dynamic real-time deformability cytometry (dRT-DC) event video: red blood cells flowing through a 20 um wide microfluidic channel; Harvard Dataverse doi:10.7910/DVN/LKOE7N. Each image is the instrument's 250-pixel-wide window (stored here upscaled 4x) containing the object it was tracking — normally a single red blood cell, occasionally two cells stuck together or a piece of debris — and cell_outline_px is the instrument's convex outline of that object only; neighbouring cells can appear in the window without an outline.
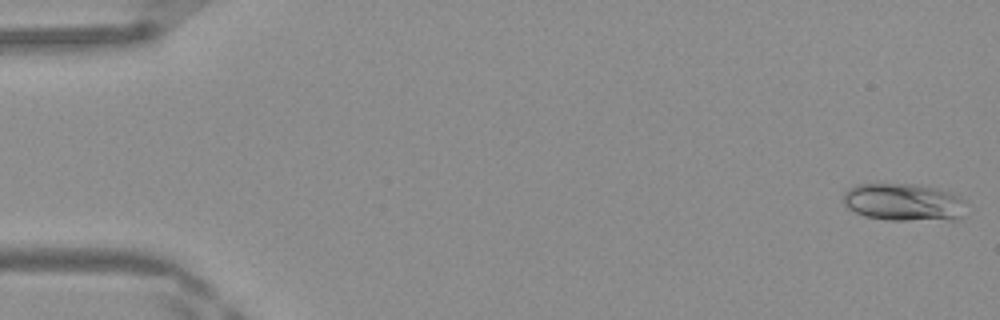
{"species": "Egyptian fruit bat (a non-hibernating species)", "species_latin": "Rousettus aegyptiacus", "temperature_condition": "warm", "stored_images_in_passage": 48, "camera_frame_rate_fps": 3000, "um_per_image_px": 0.085, "frame": {"image": 1, "passage_image": 1, "time_ms": 0.0, "image_size_px": [1000, 320], "cell_outline_px": [[964, 200], [960, 216], [956, 220], [888, 220], [864, 216], [848, 208], [844, 204], [844, 192], [848, 188], [856, 184], [920, 184], [948, 192]], "centroid_in_image_um": [76.75, 17.19], "position_along_channel_um": 8.3, "area_um2": 26.65}}
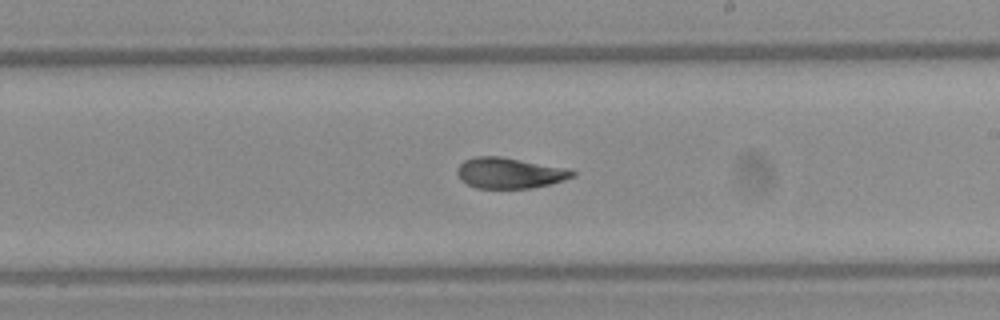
{"frame": {"image": 2, "passage_image": 28, "time_ms": 9.0, "image_size_px": [1000, 320], "cell_outline_px": [[576, 176], [564, 180], [548, 184], [528, 188], [476, 188], [460, 180], [456, 172], [456, 168], [464, 160], [476, 156], [500, 156], [568, 168], [576, 172]], "centroid_in_image_um": [43.3, 14.7], "position_along_channel_um": 245.7, "area_um2": 20.69}}
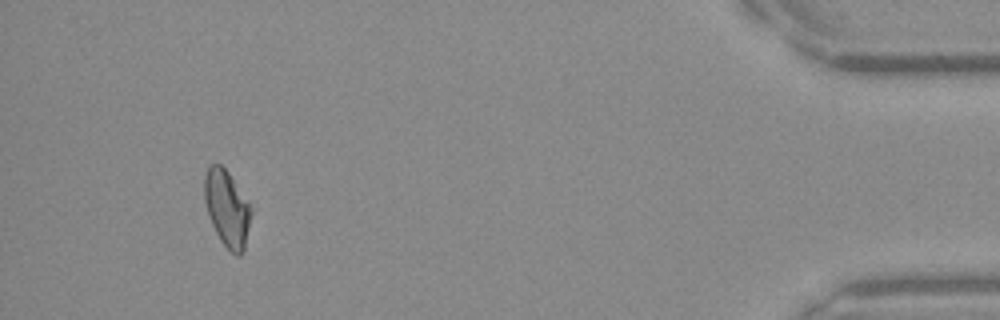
{"frame": {"image": 3, "passage_image": 45, "time_ms": 14.667, "image_size_px": [1000, 320], "cell_outline_px": [[252, 212], [244, 252], [240, 256], [236, 256], [220, 240], [208, 216], [204, 200], [204, 176], [208, 168], [212, 164], [220, 164], [228, 172], [252, 208]], "centroid_in_image_um": [19.3, 17.74], "position_along_channel_um": 415.9, "area_um2": 20.69}, "authors_computed_cell_mechanics": {"area_um2": 21.097, "velocity_mm_per_s": 4.1951, "shape_relaxation_time_tau1_ms": 5.8108, "shape_relaxation_time_tau2_ms": 2.1966, "deformation_change_tau1": 0.1692, "deformation_change_tau2": 0.064}}